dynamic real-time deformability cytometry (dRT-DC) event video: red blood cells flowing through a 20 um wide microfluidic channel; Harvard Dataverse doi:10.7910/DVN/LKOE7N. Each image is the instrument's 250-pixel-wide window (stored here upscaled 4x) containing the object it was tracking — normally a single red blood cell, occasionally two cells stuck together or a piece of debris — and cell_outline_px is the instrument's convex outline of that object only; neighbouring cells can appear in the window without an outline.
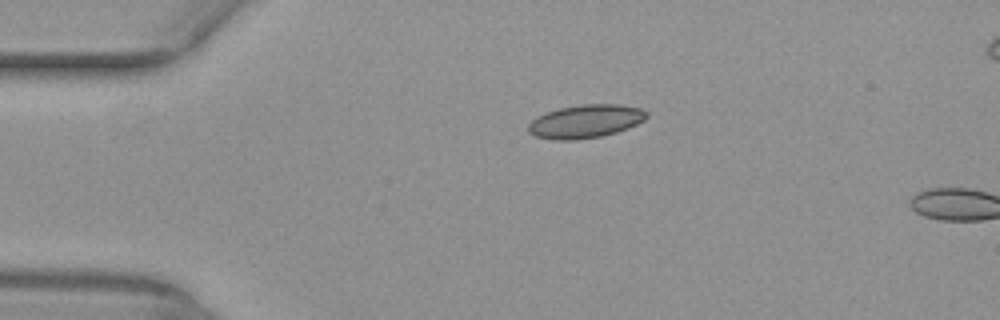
{"species": "common noctule bat (a hibernating species)", "species_latin": "Nyctalus noctula", "temperature_condition": "warm", "stored_images_in_passage": 3, "camera_frame_rate_fps": 3000, "um_per_image_px": 0.085, "animal": {"sex": "female", "body_mass_g": 29.2, "forearm_length_mm": 56.3}, "frame": {"image": 1, "passage_image": 1, "time_ms": 0.0, "image_size_px": [1000, 320], "cell_outline_px": [[648, 116], [644, 120], [628, 128], [616, 132], [600, 136], [576, 140], [552, 140], [536, 136], [528, 132], [528, 124], [532, 120], [544, 112], [560, 108], [580, 104], [620, 104], [640, 108], [648, 112]], "centroid_in_image_um": [49.76, 10.31], "position_along_channel_um": 35.2, "area_um2": 23.06}}